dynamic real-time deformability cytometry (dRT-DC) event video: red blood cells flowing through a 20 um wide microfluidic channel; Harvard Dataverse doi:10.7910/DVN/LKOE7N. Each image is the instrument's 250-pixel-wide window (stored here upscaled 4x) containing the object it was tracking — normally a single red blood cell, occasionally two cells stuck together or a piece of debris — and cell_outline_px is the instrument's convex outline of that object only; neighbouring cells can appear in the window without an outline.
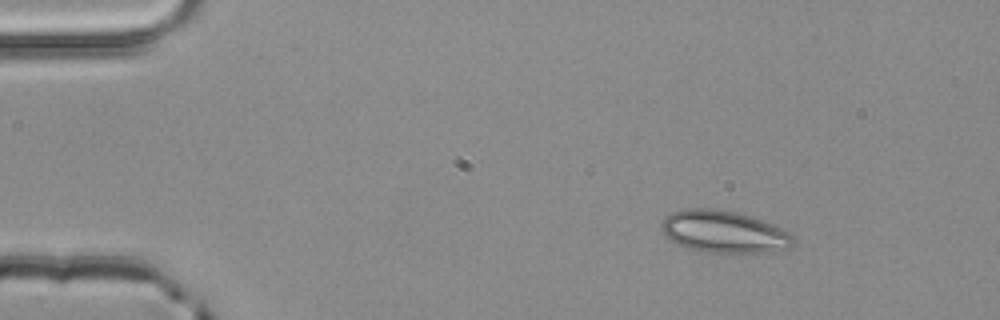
{"species": "common noctule bat (a hibernating species)", "species_latin": "Nyctalus noctula", "temperature_condition": "room temperature", "stored_images_in_passage": 4, "camera_frame_rate_fps": 3000, "um_per_image_px": 0.085, "animal": {"sex": "male", "body_mass_g": 20.4}, "frame": {"image": 1, "passage_image": 1, "time_ms": 0.0, "image_size_px": [1000, 320], "cell_outline_px": [[792, 248], [768, 252], [708, 252], [684, 248], [668, 240], [664, 236], [660, 228], [660, 224], [664, 216], [672, 212], [684, 208], [712, 208], [736, 212], [752, 216], [764, 220], [784, 228], [792, 232]], "centroid_in_image_um": [61.5, 19.69], "position_along_channel_um": 23.5, "area_um2": 33.0}}